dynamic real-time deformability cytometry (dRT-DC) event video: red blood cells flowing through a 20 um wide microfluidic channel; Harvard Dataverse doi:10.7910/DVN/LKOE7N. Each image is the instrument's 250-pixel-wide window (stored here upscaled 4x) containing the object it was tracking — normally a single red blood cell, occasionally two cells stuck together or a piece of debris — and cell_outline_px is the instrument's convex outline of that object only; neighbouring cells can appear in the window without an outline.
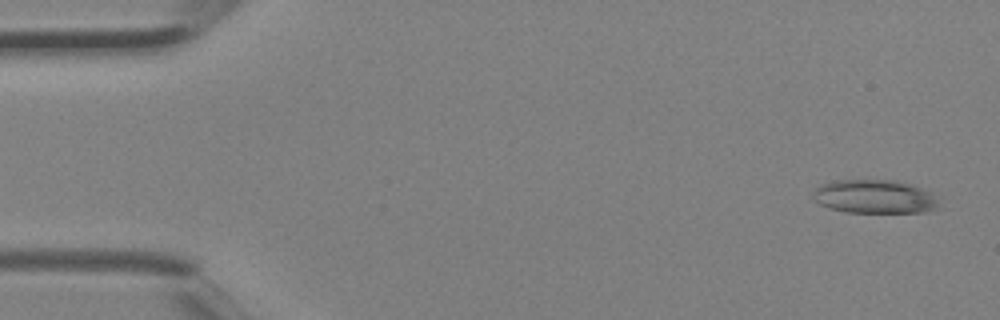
{"species": "Egyptian fruit bat (a non-hibernating species)", "species_latin": "Rousettus aegyptiacus", "temperature_condition": "room temperature", "stored_images_in_passage": 2, "camera_frame_rate_fps": 3000, "um_per_image_px": 0.085, "animal": {"sex": "female"}, "frame": {"image": 1, "passage_image": 2, "time_ms": 0.333, "image_size_px": [1000, 320], "cell_outline_px": [[944, 208], [928, 212], [844, 212], [828, 208], [820, 204], [812, 196], [812, 192], [820, 184], [832, 180], [896, 180], [920, 188], [928, 192]], "centroid_in_image_um": [74.32, 16.72], "position_along_channel_um": 10.7, "area_um2": 24.8}}